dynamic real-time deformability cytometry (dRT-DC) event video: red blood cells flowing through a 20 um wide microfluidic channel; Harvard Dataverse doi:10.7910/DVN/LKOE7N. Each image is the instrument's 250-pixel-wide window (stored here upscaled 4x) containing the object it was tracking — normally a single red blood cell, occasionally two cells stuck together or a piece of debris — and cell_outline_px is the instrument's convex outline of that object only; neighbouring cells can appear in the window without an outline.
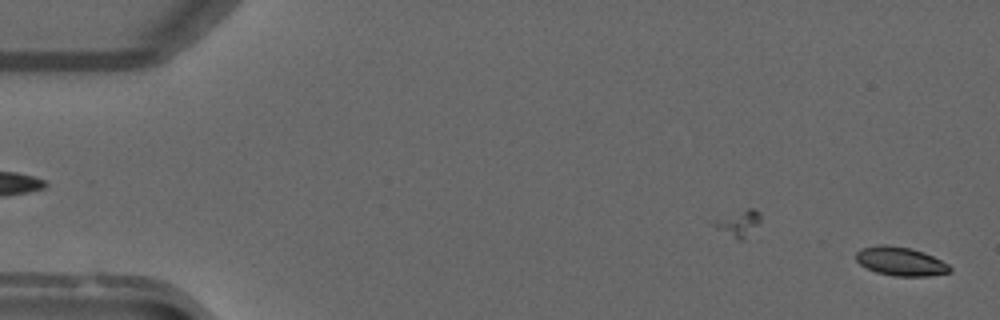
{"species": "common noctule bat (a hibernating species)", "species_latin": "Nyctalus noctula", "temperature_condition": "warm", "stored_images_in_passage": 48, "camera_frame_rate_fps": 3000, "um_per_image_px": 0.085, "animal": {"sex": "male", "forearm_length_mm": 52.5}, "frame": {"image": 1, "passage_image": 2, "time_ms": 0.333, "image_size_px": [1000, 320], "cell_outline_px": [[952, 272], [928, 276], [896, 276], [876, 272], [860, 264], [856, 260], [856, 252], [860, 248], [876, 244], [884, 244], [912, 248], [924, 252], [948, 264], [952, 268]], "centroid_in_image_um": [76.54, 22.2], "position_along_channel_um": 8.5, "area_um2": 15.84}}
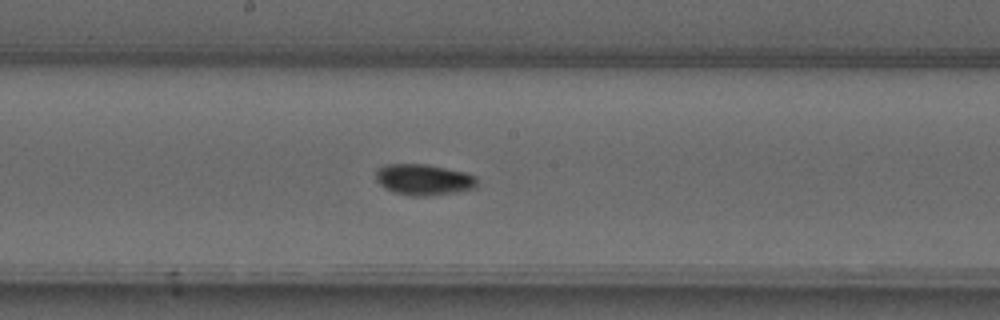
{"frame": {"image": 2, "passage_image": 28, "time_ms": 9.0, "image_size_px": [1000, 320], "cell_outline_px": [[476, 188], [456, 192], [424, 196], [412, 196], [392, 192], [384, 188], [376, 180], [376, 172], [384, 164], [428, 164], [464, 172], [476, 176]], "centroid_in_image_um": [36.0, 15.27], "position_along_channel_um": 212.2, "area_um2": 18.32}}
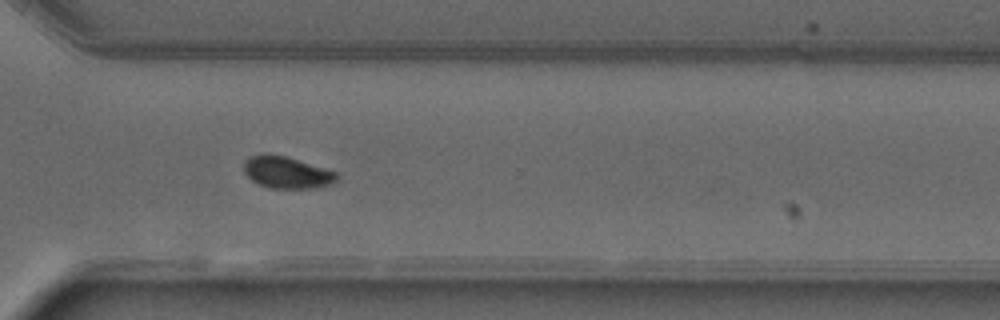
{"frame": {"image": 3, "passage_image": 38, "time_ms": 12.333, "image_size_px": [1000, 320], "cell_outline_px": [[336, 180], [328, 184], [316, 188], [268, 188], [252, 180], [244, 172], [244, 160], [248, 156], [264, 152], [288, 156], [336, 172]], "centroid_in_image_um": [24.31, 14.62], "position_along_channel_um": 346.3, "area_um2": 17.34}, "authors_computed_cell_mechanics": {"area_um2": 16.5308, "velocity_mm_per_s": 4.0337, "shape_relaxation_time_tau1_ms": 4.2384, "shape_relaxation_time_tau2_ms": 1.2681, "deformation_change_tau1": 0.1271, "deformation_change_tau2": 0.0388}}